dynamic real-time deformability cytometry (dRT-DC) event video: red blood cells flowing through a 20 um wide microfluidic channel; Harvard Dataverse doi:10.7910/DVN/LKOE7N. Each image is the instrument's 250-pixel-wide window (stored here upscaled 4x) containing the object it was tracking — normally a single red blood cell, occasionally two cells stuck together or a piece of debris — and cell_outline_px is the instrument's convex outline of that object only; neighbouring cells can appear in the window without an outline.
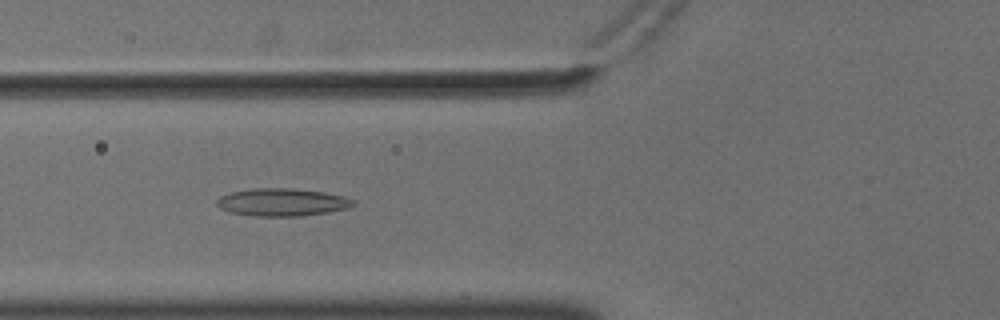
{"species": "common noctule bat (a hibernating species)", "species_latin": "Nyctalus noctula", "temperature_condition": "cold", "stored_images_in_passage": 56, "camera_frame_rate_fps": 3000, "um_per_image_px": 0.085, "animal": {"sex": "male", "body_mass_g": 18.8}, "frame": {"image": 1, "passage_image": 22, "time_ms": 7.0, "image_size_px": [1000, 320], "cell_outline_px": [[356, 204], [348, 208], [328, 212], [300, 216], [252, 216], [228, 212], [220, 208], [216, 204], [216, 200], [220, 196], [232, 192], [256, 188], [292, 188], [324, 192], [344, 196], [356, 200]], "centroid_in_image_um": [23.99, 17.19], "position_along_channel_um": 101.8, "area_um2": 22.14}}
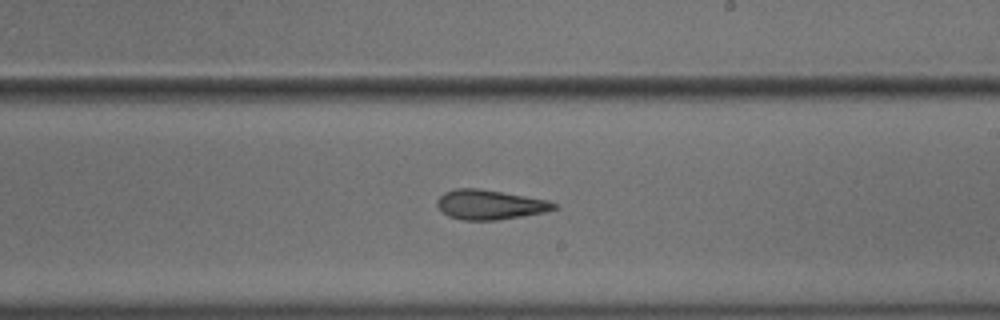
{"frame": {"image": 2, "passage_image": 34, "time_ms": 11.0, "image_size_px": [1000, 320], "cell_outline_px": [[560, 208], [544, 212], [496, 220], [460, 220], [448, 216], [436, 204], [436, 200], [444, 192], [456, 188], [480, 188], [548, 200], [556, 204]], "centroid_in_image_um": [41.63, 17.39], "position_along_channel_um": 247.4, "area_um2": 20.17}}
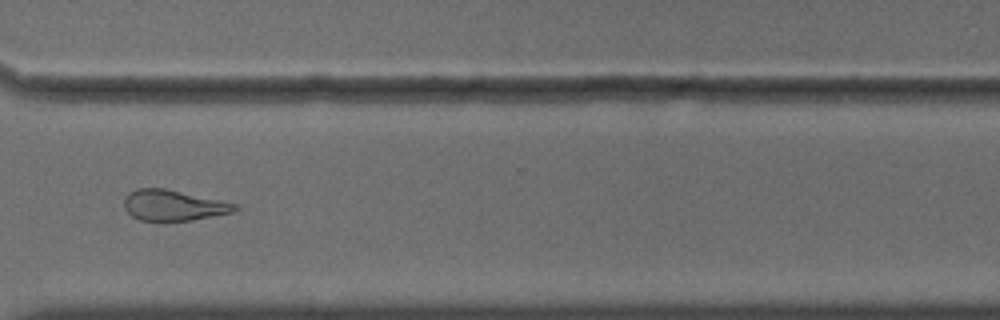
{"frame": {"image": 3, "passage_image": 43, "time_ms": 14.0, "image_size_px": [1000, 320], "cell_outline_px": [[240, 208], [232, 212], [192, 220], [140, 220], [132, 216], [124, 208], [124, 196], [128, 192], [136, 188], [164, 188], [220, 200], [236, 204]], "centroid_in_image_um": [14.7, 17.44], "position_along_channel_um": 355.9, "area_um2": 19.65}, "authors_computed_cell_mechanics": {"area_um2": 21.6461, "velocity_mm_per_s": 3.6243, "shape_relaxation_time_tau1_ms": null, "shape_relaxation_time_tau2_ms": 4.9306, "deformation_change_tau1": null, "deformation_change_tau2": 0.1625}}